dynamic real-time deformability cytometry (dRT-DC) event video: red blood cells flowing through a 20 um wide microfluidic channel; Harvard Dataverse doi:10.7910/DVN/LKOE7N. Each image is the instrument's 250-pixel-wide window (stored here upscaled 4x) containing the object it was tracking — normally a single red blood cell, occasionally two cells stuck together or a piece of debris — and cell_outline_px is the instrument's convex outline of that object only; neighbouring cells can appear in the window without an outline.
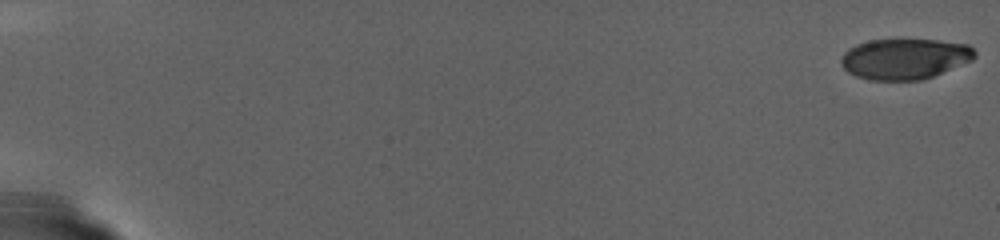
{"species": "human", "species_latin": "Homo sapiens", "temperature_condition": "warm", "stored_images_in_passage": 87, "camera_frame_rate_fps": 3000, "um_per_image_px": 0.085, "donor": {"sex": "female"}, "frame": {"image": 1, "passage_image": 1, "time_ms": 0.0, "image_size_px": [1000, 240], "cell_outline_px": [[976, 56], [972, 60], [932, 76], [920, 80], [872, 80], [856, 76], [848, 72], [840, 64], [840, 60], [844, 52], [848, 48], [856, 44], [868, 40], [936, 40], [968, 44], [976, 52]], "centroid_in_image_um": [76.87, 4.99], "position_along_channel_um": 8.1, "area_um2": 31.56}}
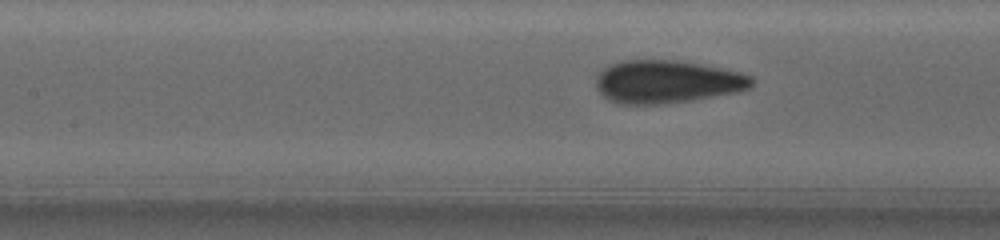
{"frame": {"image": 2, "passage_image": 50, "time_ms": 16.333, "image_size_px": [1000, 240], "cell_outline_px": [[756, 80], [752, 88], [740, 92], [692, 100], [664, 104], [620, 104], [608, 100], [596, 88], [596, 76], [608, 64], [620, 60], [676, 60], [700, 64], [720, 68], [752, 76]], "centroid_in_image_um": [56.7, 6.95], "position_along_channel_um": 150.7, "area_um2": 39.3}}
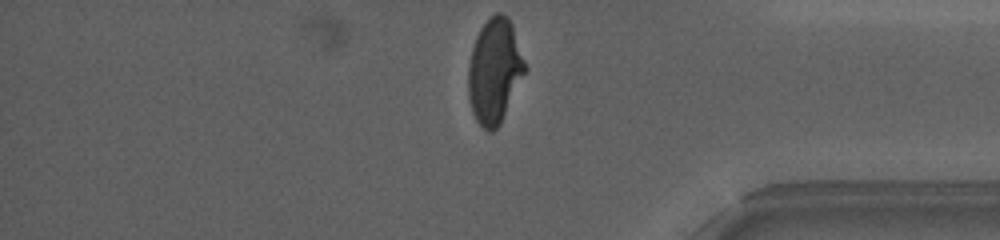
{"frame": {"image": 3, "passage_image": 87, "time_ms": 28.667, "image_size_px": [1000, 240], "cell_outline_px": [[528, 68], [500, 124], [492, 132], [488, 132], [476, 120], [472, 112], [468, 96], [468, 68], [472, 48], [476, 36], [480, 28], [496, 12], [504, 12], [508, 16], [512, 24]], "centroid_in_image_um": [42.05, 6.02], "position_along_channel_um": 393.1, "area_um2": 34.8}}